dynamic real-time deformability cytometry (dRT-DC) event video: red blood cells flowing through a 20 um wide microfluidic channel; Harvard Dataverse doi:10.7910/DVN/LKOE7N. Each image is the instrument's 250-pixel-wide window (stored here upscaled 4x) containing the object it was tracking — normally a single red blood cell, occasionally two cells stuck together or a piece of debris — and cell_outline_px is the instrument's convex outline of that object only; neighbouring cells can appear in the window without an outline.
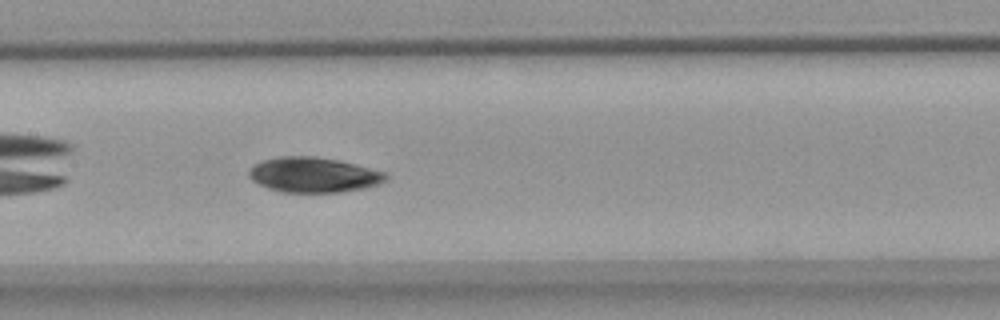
{"species": "common noctule bat (a hibernating species)", "species_latin": "Nyctalus noctula", "temperature_condition": "warm", "stored_images_in_passage": 39, "camera_frame_rate_fps": 3000, "um_per_image_px": 0.085, "animal": {"sex": "female", "body_mass_g": 18.4}, "frame": {"image": 1, "passage_image": 12, "time_ms": 3.667, "image_size_px": [1000, 320], "cell_outline_px": [[388, 180], [380, 184], [364, 188], [340, 192], [280, 192], [268, 188], [252, 180], [248, 176], [248, 172], [252, 164], [260, 160], [280, 156], [312, 156], [336, 160], [384, 172], [388, 176]], "centroid_in_image_um": [26.6, 14.86], "position_along_channel_um": 180.8, "area_um2": 27.98}}
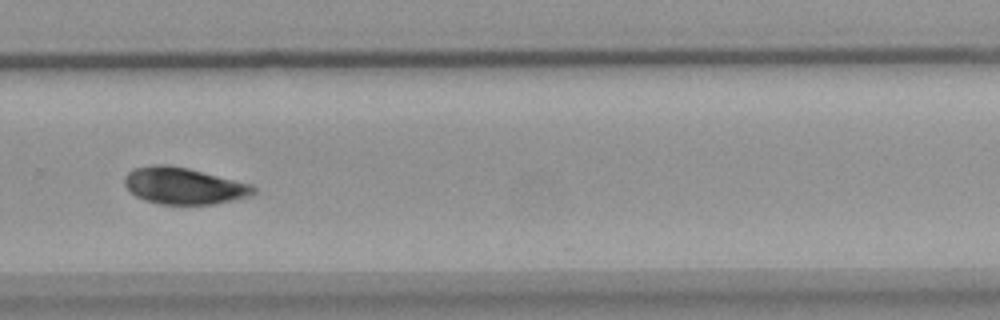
{"frame": {"image": 2, "passage_image": 23, "time_ms": 7.333, "image_size_px": [1000, 320], "cell_outline_px": [[256, 192], [248, 196], [232, 200], [212, 204], [160, 204], [144, 200], [136, 196], [124, 184], [124, 176], [128, 172], [136, 168], [160, 164], [164, 164], [188, 168], [252, 184], [256, 188]], "centroid_in_image_um": [15.62, 15.8], "position_along_channel_um": 314.2, "area_um2": 27.28}, "authors_computed_cell_mechanics": {"area_um2": 27.2816, "velocity_mm_per_s": 3.6392, "shape_relaxation_time_tau1_ms": 3.9651, "shape_relaxation_time_tau2_ms": null, "deformation_change_tau1": 0.0859, "deformation_change_tau2": null}}